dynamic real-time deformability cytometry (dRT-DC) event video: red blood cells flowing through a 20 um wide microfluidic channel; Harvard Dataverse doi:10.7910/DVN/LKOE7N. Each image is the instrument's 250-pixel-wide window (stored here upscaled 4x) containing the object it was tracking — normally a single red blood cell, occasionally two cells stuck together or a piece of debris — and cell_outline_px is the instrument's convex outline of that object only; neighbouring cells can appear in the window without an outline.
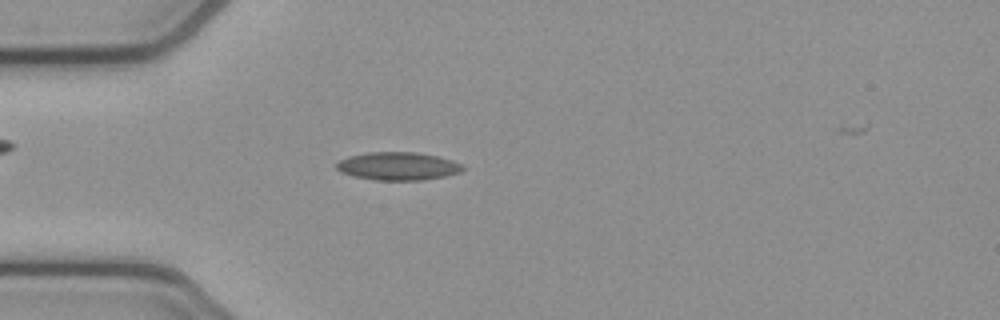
{"species": "common noctule bat (a hibernating species)", "species_latin": "Nyctalus noctula", "temperature_condition": "cold", "stored_images_in_passage": 3, "camera_frame_rate_fps": 3000, "um_per_image_px": 0.085, "animal": {"sex": "female", "body_mass_g": 21.9}, "frame": {"image": 1, "passage_image": 3, "time_ms": 0.667, "image_size_px": [1000, 320], "cell_outline_px": [[464, 168], [460, 172], [444, 176], [424, 180], [376, 180], [352, 176], [340, 172], [336, 168], [336, 164], [340, 160], [348, 156], [368, 152], [416, 152], [436, 156], [452, 160], [464, 164]], "centroid_in_image_um": [33.82, 14.12], "position_along_channel_um": 51.2, "area_um2": 20.69}}